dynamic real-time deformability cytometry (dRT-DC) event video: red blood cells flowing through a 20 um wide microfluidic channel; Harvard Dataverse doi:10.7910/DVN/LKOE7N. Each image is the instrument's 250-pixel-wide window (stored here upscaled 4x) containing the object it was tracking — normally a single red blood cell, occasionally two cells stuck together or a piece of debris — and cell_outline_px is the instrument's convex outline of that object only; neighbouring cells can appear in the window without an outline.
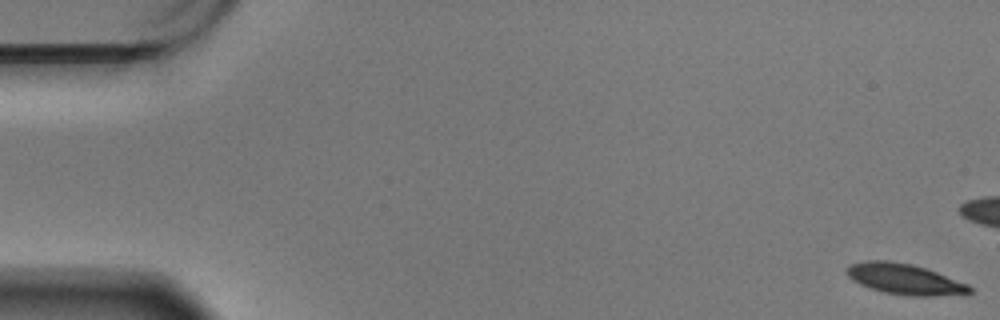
{"species": "Egyptian fruit bat (a non-hibernating species)", "species_latin": "Rousettus aegyptiacus", "temperature_condition": "warm", "stored_images_in_passage": 22, "camera_frame_rate_fps": 3000, "um_per_image_px": 0.085, "animal": {"sex": "male"}, "frame": {"image": 1, "passage_image": 1, "time_ms": 0.0, "image_size_px": [1000, 320], "cell_outline_px": [[972, 292], [932, 296], [912, 296], [884, 292], [868, 288], [852, 280], [848, 276], [848, 268], [852, 264], [868, 260], [888, 260], [912, 264], [936, 272], [968, 284], [972, 288]], "centroid_in_image_um": [76.88, 23.72], "position_along_channel_um": 8.1, "area_um2": 21.62}}
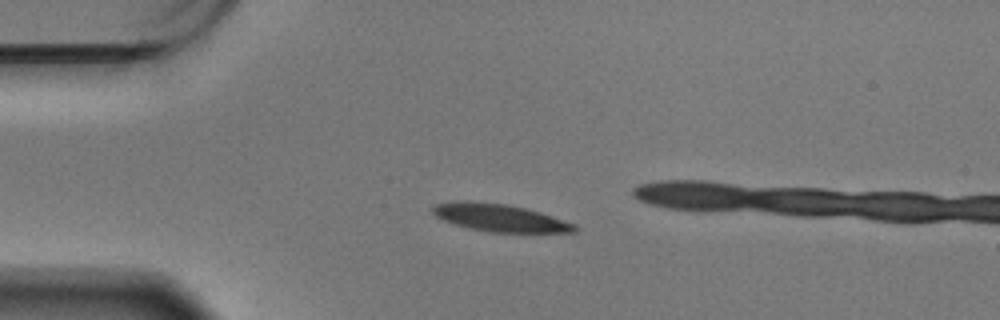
{"frame": {"image": 2, "passage_image": 15, "time_ms": 4.667, "image_size_px": [1000, 320], "cell_outline_px": [[576, 232], [488, 232], [468, 228], [444, 220], [436, 216], [432, 212], [432, 208], [436, 204], [464, 200], [504, 204], [524, 208], [540, 212], [576, 224]], "centroid_in_image_um": [42.48, 18.51], "position_along_channel_um": 42.5, "area_um2": 22.43}}
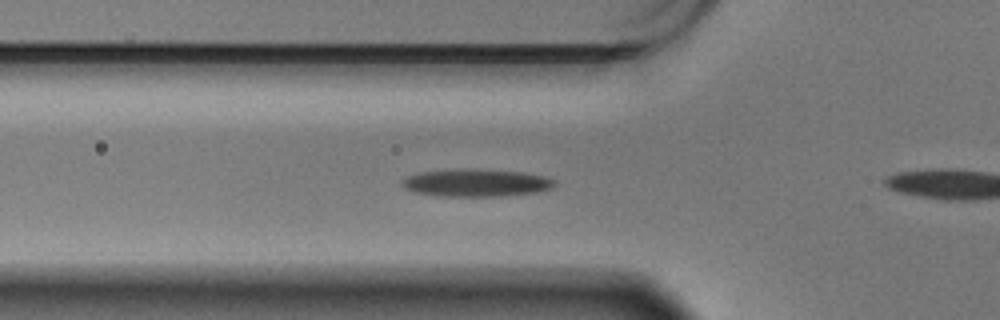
{"frame": {"image": 3, "passage_image": 21, "time_ms": 6.667, "image_size_px": [1000, 320], "cell_outline_px": [[556, 184], [552, 188], [540, 192], [500, 196], [444, 196], [412, 192], [404, 188], [400, 184], [408, 176], [420, 172], [464, 168], [468, 168], [520, 172], [544, 176], [556, 180]], "centroid_in_image_um": [40.49, 15.54], "position_along_channel_um": 85.3, "area_um2": 24.57}}